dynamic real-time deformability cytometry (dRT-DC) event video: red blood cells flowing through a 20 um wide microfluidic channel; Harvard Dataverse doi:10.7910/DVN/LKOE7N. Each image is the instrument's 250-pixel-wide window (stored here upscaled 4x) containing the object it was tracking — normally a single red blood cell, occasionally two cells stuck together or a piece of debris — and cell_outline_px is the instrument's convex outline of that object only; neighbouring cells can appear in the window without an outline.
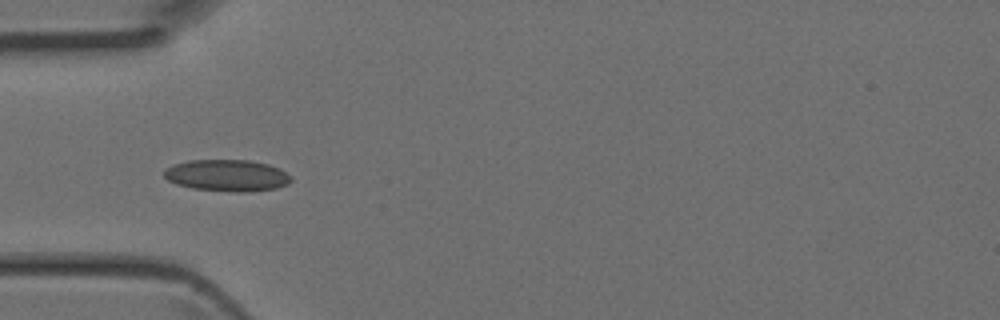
{"species": "Egyptian fruit bat (a non-hibernating species)", "species_latin": "Rousettus aegyptiacus", "temperature_condition": "room temperature", "stored_images_in_passage": 3, "camera_frame_rate_fps": 3000, "um_per_image_px": 0.085, "animal": {"sex": "female"}, "frame": {"image": 1, "passage_image": 3, "time_ms": 0.667, "image_size_px": [1000, 320], "cell_outline_px": [[292, 180], [288, 184], [276, 188], [248, 192], [236, 192], [192, 188], [176, 184], [168, 180], [164, 176], [164, 168], [172, 164], [188, 160], [248, 160], [268, 164], [280, 168], [292, 176]], "centroid_in_image_um": [19.3, 14.91], "position_along_channel_um": 65.7, "area_um2": 23.64}}